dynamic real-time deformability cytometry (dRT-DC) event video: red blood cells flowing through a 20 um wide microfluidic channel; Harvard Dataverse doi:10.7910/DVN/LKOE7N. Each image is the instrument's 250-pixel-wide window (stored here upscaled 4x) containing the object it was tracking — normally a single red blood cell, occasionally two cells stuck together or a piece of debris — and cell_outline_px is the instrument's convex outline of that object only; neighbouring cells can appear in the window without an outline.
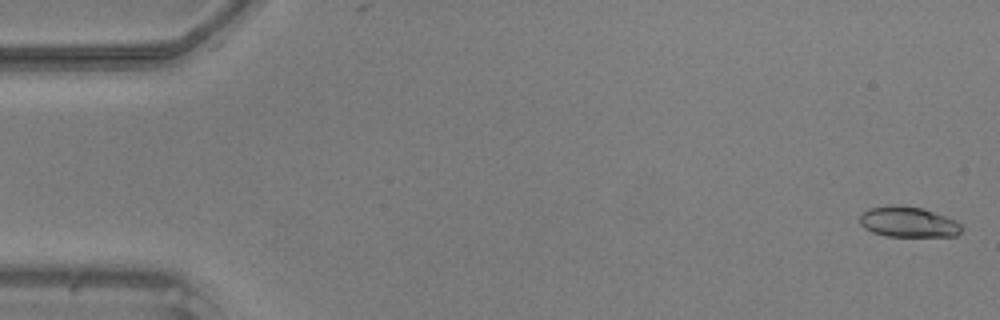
{"species": "common noctule bat (a hibernating species)", "species_latin": "Nyctalus noctula", "temperature_condition": "warm", "stored_images_in_passage": 8, "camera_frame_rate_fps": 3000, "um_per_image_px": 0.085, "animal": {"sex": "male", "body_mass_g": 20.5, "forearm_length_mm": 52.5}, "frame": {"image": 1, "passage_image": 1, "time_ms": 0.0, "image_size_px": [1000, 320], "cell_outline_px": [[960, 232], [956, 236], [884, 236], [872, 232], [864, 228], [860, 224], [860, 216], [868, 208], [920, 208], [956, 220], [960, 224]], "centroid_in_image_um": [77.2, 18.93], "position_along_channel_um": 7.8, "area_um2": 17.17}}